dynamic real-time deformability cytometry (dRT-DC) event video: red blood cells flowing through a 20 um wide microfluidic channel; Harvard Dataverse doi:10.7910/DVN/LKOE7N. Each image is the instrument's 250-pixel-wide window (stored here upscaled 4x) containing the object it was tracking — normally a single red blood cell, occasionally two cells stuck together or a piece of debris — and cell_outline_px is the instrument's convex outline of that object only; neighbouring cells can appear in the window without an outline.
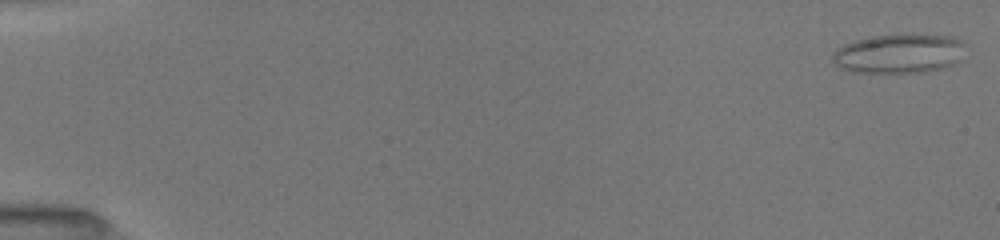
{"species": "common noctule bat (a hibernating species)", "species_latin": "Nyctalus noctula", "temperature_condition": "room temperature", "stored_images_in_passage": 51, "camera_frame_rate_fps": 3000, "um_per_image_px": 0.085, "animal": {"sex": "female", "body_mass_g": 19.5, "forearm_length_mm": 54.1}, "frame": {"image": 1, "passage_image": 1, "time_ms": 0.0, "image_size_px": [1000, 240], "cell_outline_px": [[964, 44], [960, 60], [952, 64], [940, 68], [920, 72], [856, 72], [844, 68], [836, 64], [832, 60], [832, 52], [836, 48], [844, 44], [856, 40], [876, 36], [952, 36], [960, 40]], "centroid_in_image_um": [76.38, 4.57], "position_along_channel_um": 8.6, "area_um2": 29.48}}
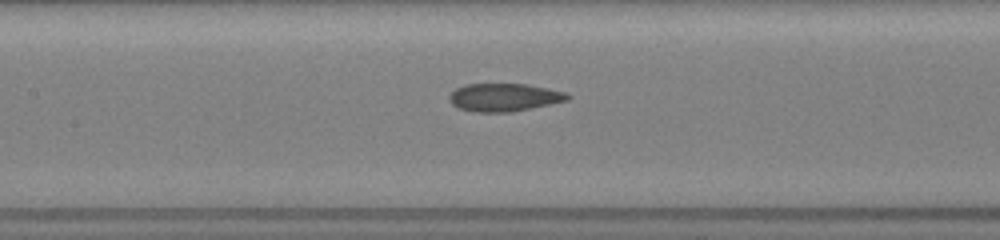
{"frame": {"image": 2, "passage_image": 25, "time_ms": 8.0, "image_size_px": [1000, 240], "cell_outline_px": [[572, 96], [568, 100], [512, 112], [476, 112], [460, 108], [452, 104], [448, 100], [448, 96], [456, 88], [464, 84], [528, 84], [568, 92]], "centroid_in_image_um": [42.87, 8.27], "position_along_channel_um": 164.5, "area_um2": 19.36}}
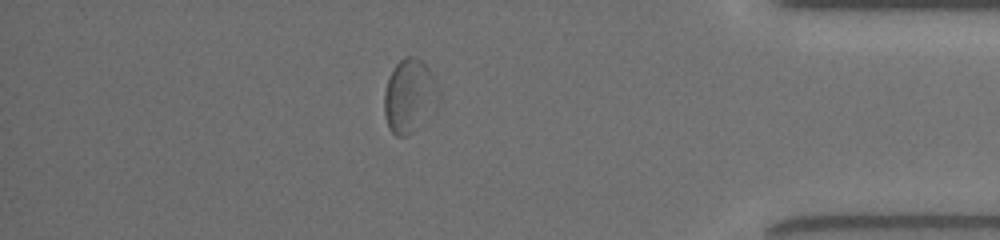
{"frame": {"image": 3, "passage_image": 45, "time_ms": 14.667, "image_size_px": [1000, 240], "cell_outline_px": [[440, 100], [412, 132], [408, 136], [396, 136], [388, 128], [384, 116], [384, 92], [392, 68], [404, 56], [416, 56], [428, 68], [440, 92]], "centroid_in_image_um": [34.77, 8.14], "position_along_channel_um": 400.4, "area_um2": 23.12}, "authors_computed_cell_mechanics": {"area_um2": 21.2704, "velocity_mm_per_s": 3.975, "shape_relaxation_time_tau1_ms": null, "shape_relaxation_time_tau2_ms": 2.0133, "deformation_change_tau1": null, "deformation_change_tau2": 0.08}}